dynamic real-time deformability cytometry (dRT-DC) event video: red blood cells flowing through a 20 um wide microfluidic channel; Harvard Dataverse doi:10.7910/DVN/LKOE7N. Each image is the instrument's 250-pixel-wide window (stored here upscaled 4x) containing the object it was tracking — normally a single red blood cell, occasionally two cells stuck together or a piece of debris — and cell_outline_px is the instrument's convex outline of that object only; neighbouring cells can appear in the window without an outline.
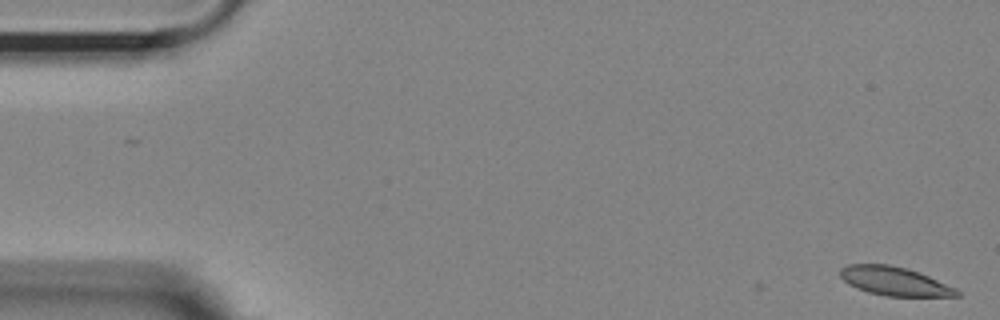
{"species": "Egyptian fruit bat (a non-hibernating species)", "species_latin": "Rousettus aegyptiacus", "temperature_condition": "room temperature", "stored_images_in_passage": 2, "camera_frame_rate_fps": 3000, "um_per_image_px": 0.085, "animal": {"sex": "female"}, "frame": {"image": 1, "passage_image": 2, "time_ms": 0.333, "image_size_px": [1000, 320], "cell_outline_px": [[960, 296], [888, 296], [868, 292], [856, 288], [848, 284], [840, 276], [840, 268], [848, 264], [888, 264], [908, 268], [928, 276], [956, 288], [960, 292]], "centroid_in_image_um": [76.01, 23.89], "position_along_channel_um": 9.0, "area_um2": 19.48}}